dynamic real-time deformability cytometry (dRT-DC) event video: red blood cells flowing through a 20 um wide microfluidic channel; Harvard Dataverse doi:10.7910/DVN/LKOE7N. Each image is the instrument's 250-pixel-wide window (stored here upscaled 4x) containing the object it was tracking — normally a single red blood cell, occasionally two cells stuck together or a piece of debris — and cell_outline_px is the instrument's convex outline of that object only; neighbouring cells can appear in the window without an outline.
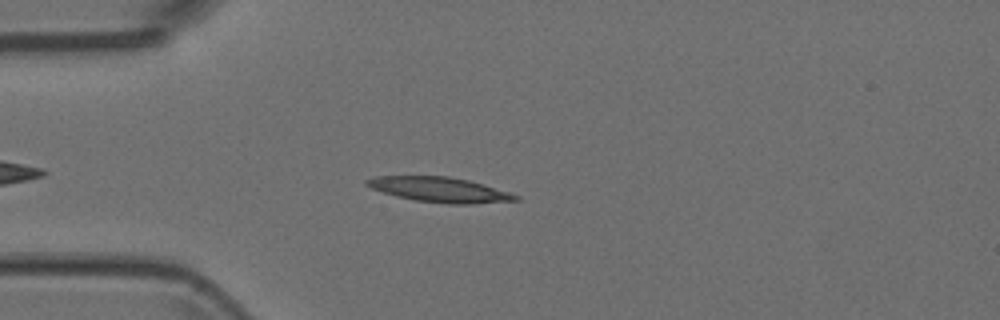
{"species": "Egyptian fruit bat (a non-hibernating species)", "species_latin": "Rousettus aegyptiacus", "temperature_condition": "room temperature", "stored_images_in_passage": 5, "camera_frame_rate_fps": 3000, "um_per_image_px": 0.085, "animal": {"sex": "female"}, "frame": {"image": 1, "passage_image": 4, "time_ms": 1.0, "image_size_px": [1000, 320], "cell_outline_px": [[520, 200], [472, 204], [448, 204], [416, 200], [396, 196], [372, 188], [364, 184], [364, 180], [376, 176], [448, 176], [468, 180], [508, 192], [520, 196]], "centroid_in_image_um": [37.36, 16.12], "position_along_channel_um": 47.6, "area_um2": 21.5}}